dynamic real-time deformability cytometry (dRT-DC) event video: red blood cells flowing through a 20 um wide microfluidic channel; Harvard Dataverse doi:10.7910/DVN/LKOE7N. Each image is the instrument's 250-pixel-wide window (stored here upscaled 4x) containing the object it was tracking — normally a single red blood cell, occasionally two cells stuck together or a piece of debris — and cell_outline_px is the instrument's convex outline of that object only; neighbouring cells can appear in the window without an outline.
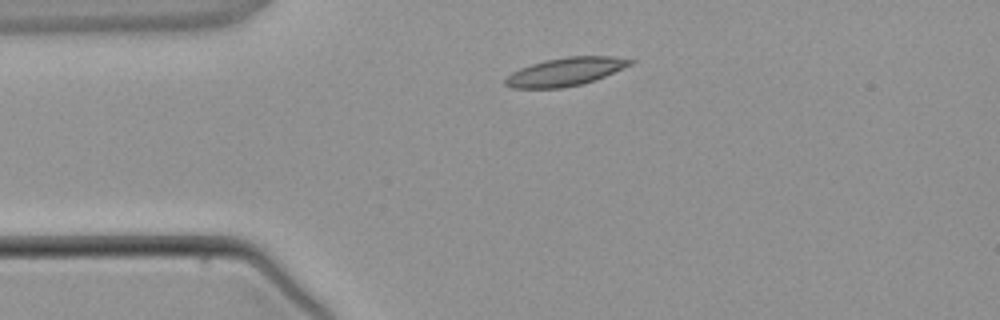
{"species": "common noctule bat (a hibernating species)", "species_latin": "Nyctalus noctula", "temperature_condition": "warm", "stored_images_in_passage": 2, "camera_frame_rate_fps": 3000, "um_per_image_px": 0.085, "animal": {"sex": "male", "body_mass_g": 21.5, "forearm_length_mm": 52.0}, "frame": {"image": 1, "passage_image": 1, "time_ms": 0.0, "image_size_px": [1000, 320], "cell_outline_px": [[636, 60], [632, 64], [596, 80], [580, 84], [560, 88], [512, 88], [504, 84], [504, 80], [512, 72], [520, 68], [544, 60], [568, 56], [612, 56]], "centroid_in_image_um": [48.06, 6.09], "position_along_channel_um": 36.9, "area_um2": 20.46}}
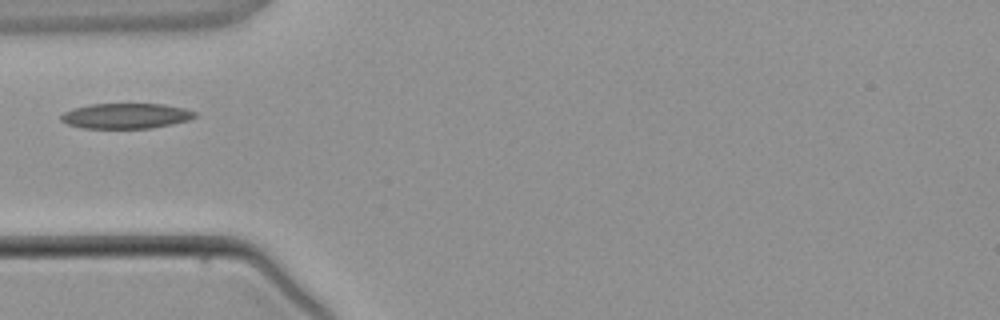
{"frame": {"image": 2, "passage_image": 2, "time_ms": 1.333, "image_size_px": [1000, 320], "cell_outline_px": [[196, 116], [188, 120], [172, 124], [152, 128], [80, 128], [68, 124], [60, 120], [60, 116], [64, 112], [72, 108], [92, 104], [164, 104], [184, 108], [196, 112]], "centroid_in_image_um": [10.69, 9.85], "position_along_channel_um": 74.3, "area_um2": 19.77}}